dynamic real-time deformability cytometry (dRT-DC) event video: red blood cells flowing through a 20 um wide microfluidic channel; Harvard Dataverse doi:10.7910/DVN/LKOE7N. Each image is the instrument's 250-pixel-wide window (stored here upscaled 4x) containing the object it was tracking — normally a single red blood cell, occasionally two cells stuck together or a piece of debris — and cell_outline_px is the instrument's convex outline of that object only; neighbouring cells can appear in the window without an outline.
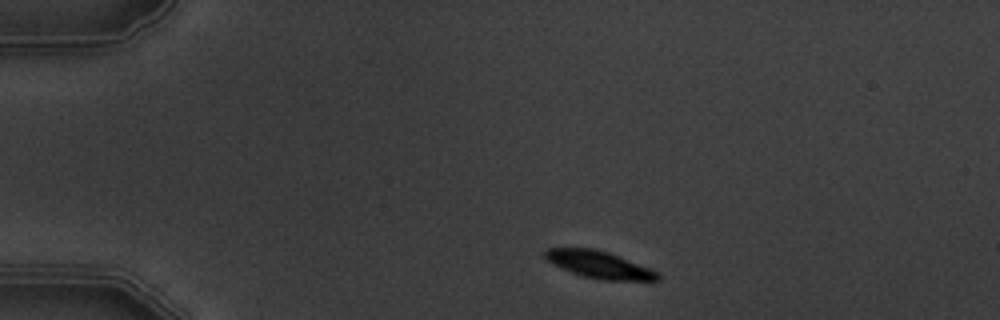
{"species": "common noctule bat (a hibernating species)", "species_latin": "Nyctalus noctula", "temperature_condition": "warm", "stored_images_in_passage": 8, "camera_frame_rate_fps": 3000, "um_per_image_px": 0.085, "animal": {"sex": "male", "body_mass_g": 19.5, "forearm_length_mm": 54.6}, "frame": {"image": 1, "passage_image": 1, "time_ms": 0.0, "image_size_px": [1000, 320], "cell_outline_px": [[660, 280], [604, 280], [580, 276], [552, 264], [544, 256], [544, 252], [548, 248], [592, 248], [608, 252], [652, 268], [660, 272]], "centroid_in_image_um": [50.96, 22.5], "position_along_channel_um": 34.0, "area_um2": 17.92}}